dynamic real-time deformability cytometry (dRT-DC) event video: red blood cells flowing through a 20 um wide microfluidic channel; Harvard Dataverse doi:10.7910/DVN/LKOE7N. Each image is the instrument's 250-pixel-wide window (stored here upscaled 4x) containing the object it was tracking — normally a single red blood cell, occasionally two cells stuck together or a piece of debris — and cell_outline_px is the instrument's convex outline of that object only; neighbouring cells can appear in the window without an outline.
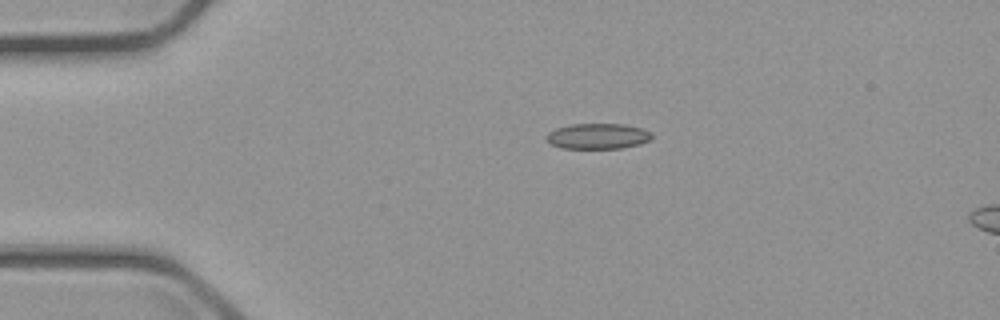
{"species": "common noctule bat (a hibernating species)", "species_latin": "Nyctalus noctula", "temperature_condition": "cold", "stored_images_in_passage": 3, "camera_frame_rate_fps": 3000, "um_per_image_px": 0.085, "animal": {"sex": "male", "body_mass_g": 23.1, "forearm_length_mm": 52.7}, "frame": {"image": 1, "passage_image": 1, "time_ms": 0.0, "image_size_px": [1000, 320], "cell_outline_px": [[652, 136], [648, 140], [640, 144], [620, 148], [560, 148], [552, 144], [544, 136], [548, 132], [556, 128], [572, 124], [624, 124], [640, 128], [652, 132]], "centroid_in_image_um": [50.79, 11.57], "position_along_channel_um": 34.2, "area_um2": 15.61}}